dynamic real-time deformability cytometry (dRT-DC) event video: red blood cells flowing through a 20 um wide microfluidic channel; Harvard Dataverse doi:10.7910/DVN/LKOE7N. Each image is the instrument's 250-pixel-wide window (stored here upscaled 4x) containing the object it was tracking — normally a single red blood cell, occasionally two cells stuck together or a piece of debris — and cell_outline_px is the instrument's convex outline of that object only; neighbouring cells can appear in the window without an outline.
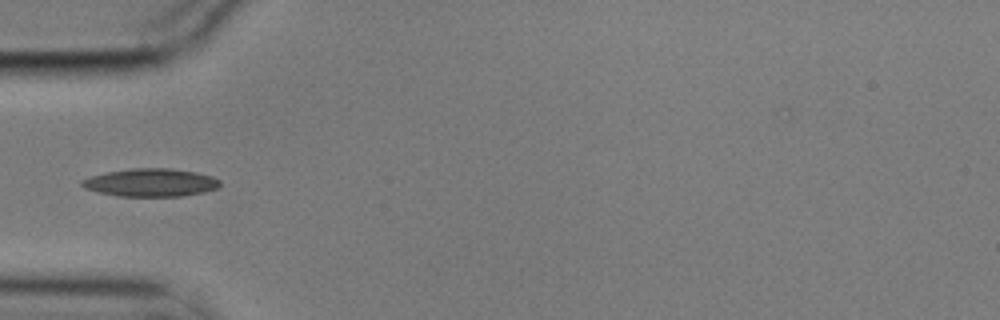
{"species": "common noctule bat (a hibernating species)", "species_latin": "Nyctalus noctula", "temperature_condition": "cold", "stored_images_in_passage": 6, "camera_frame_rate_fps": 3000, "um_per_image_px": 0.085, "animal": {"sex": "male", "body_mass_g": 17.9}, "frame": {"image": 1, "passage_image": 6, "time_ms": 1.667, "image_size_px": [1000, 320], "cell_outline_px": [[220, 184], [216, 188], [200, 192], [180, 196], [120, 196], [100, 192], [84, 188], [80, 184], [80, 180], [92, 176], [108, 172], [132, 168], [168, 168], [196, 172], [212, 176], [220, 180]], "centroid_in_image_um": [12.79, 15.51], "position_along_channel_um": 72.2, "area_um2": 22.2}}